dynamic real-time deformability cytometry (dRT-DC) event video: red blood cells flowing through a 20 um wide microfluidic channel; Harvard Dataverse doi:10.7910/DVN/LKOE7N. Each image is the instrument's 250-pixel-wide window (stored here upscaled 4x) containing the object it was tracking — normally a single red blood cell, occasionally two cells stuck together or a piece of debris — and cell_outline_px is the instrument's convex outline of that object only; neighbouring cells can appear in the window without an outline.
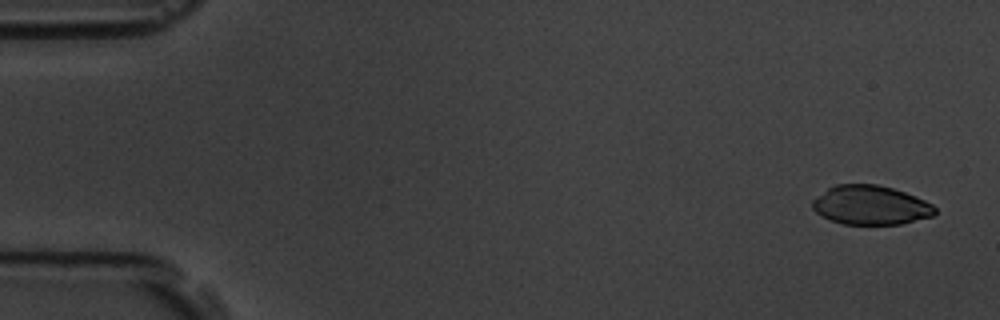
{"species": "common noctule bat (a hibernating species)", "species_latin": "Nyctalus noctula", "temperature_condition": "room temperature", "stored_images_in_passage": 4, "camera_frame_rate_fps": 3000, "um_per_image_px": 0.085, "animal": {"sex": "male", "body_mass_g": 19.5, "forearm_length_mm": 54.6}, "frame": {"image": 1, "passage_image": 1, "time_ms": 0.0, "image_size_px": [1000, 320], "cell_outline_px": [[936, 212], [932, 216], [900, 224], [844, 224], [832, 220], [816, 212], [812, 208], [812, 200], [828, 188], [836, 184], [876, 184], [892, 188], [916, 196], [932, 204], [936, 208]], "centroid_in_image_um": [74.01, 17.43], "position_along_channel_um": 11.0, "area_um2": 27.74}}